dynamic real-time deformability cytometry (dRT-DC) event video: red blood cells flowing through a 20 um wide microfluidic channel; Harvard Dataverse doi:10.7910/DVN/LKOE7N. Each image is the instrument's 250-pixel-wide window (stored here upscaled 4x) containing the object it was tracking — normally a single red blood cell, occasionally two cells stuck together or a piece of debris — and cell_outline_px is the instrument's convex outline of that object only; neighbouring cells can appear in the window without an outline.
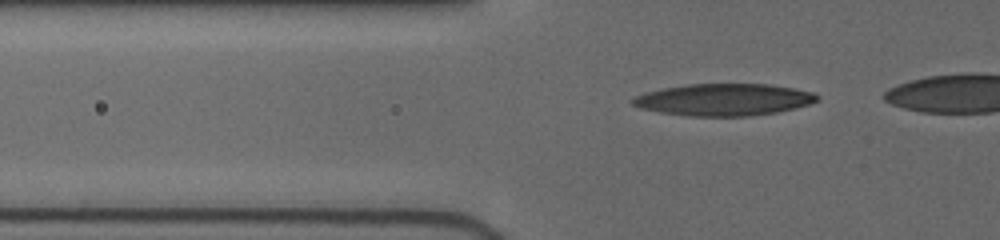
{"species": "human", "species_latin": "Homo sapiens", "temperature_condition": "cold", "stored_images_in_passage": 3, "camera_frame_rate_fps": 3000, "um_per_image_px": 0.085, "donor": {"sex": "female"}, "frame": {"image": 1, "passage_image": 3, "time_ms": 2.0, "image_size_px": [1000, 240], "cell_outline_px": [[820, 100], [808, 104], [776, 112], [748, 116], [688, 116], [660, 112], [640, 108], [632, 104], [632, 100], [636, 96], [648, 92], [664, 88], [688, 84], [768, 84], [796, 88], [812, 92], [820, 96]], "centroid_in_image_um": [61.56, 8.47], "position_along_channel_um": 64.2, "area_um2": 34.16}}